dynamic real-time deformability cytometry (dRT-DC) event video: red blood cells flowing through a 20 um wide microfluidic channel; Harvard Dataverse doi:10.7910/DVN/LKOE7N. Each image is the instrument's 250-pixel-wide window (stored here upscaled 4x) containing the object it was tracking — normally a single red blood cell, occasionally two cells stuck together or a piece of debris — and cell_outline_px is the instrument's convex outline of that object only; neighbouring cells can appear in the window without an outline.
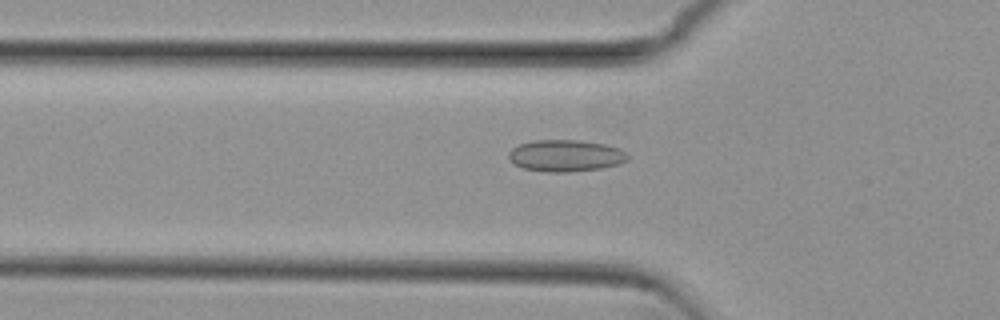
{"species": "common noctule bat (a hibernating species)", "species_latin": "Nyctalus noctula", "temperature_condition": "cold", "stored_images_in_passage": 34, "camera_frame_rate_fps": 3000, "um_per_image_px": 0.085, "animal": {"sex": "female", "body_mass_g": 29.2, "forearm_length_mm": 56.3}, "frame": {"image": 1, "passage_image": 5, "time_ms": 1.333, "image_size_px": [1000, 320], "cell_outline_px": [[628, 160], [616, 164], [600, 168], [568, 172], [548, 172], [524, 168], [508, 160], [508, 152], [512, 148], [520, 144], [532, 140], [580, 140], [604, 144], [620, 148], [628, 152]], "centroid_in_image_um": [48.07, 13.22], "position_along_channel_um": 77.7, "area_um2": 22.02}}
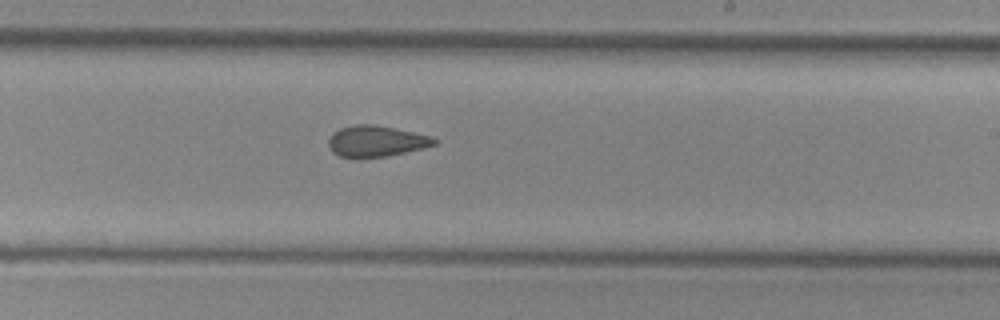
{"frame": {"image": 2, "passage_image": 19, "time_ms": 6.0, "image_size_px": [1000, 320], "cell_outline_px": [[440, 140], [436, 144], [424, 148], [388, 156], [360, 160], [340, 156], [332, 152], [328, 144], [328, 136], [332, 132], [340, 128], [356, 124], [376, 124], [432, 136]], "centroid_in_image_um": [31.95, 12.02], "position_along_channel_um": 257.0, "area_um2": 19.83}}
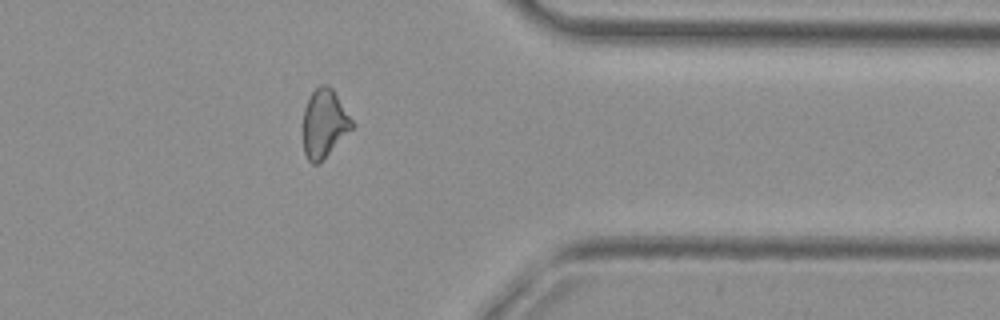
{"frame": {"image": 3, "passage_image": 30, "time_ms": 9.667, "image_size_px": [1000, 320], "cell_outline_px": [[356, 124], [316, 164], [312, 164], [308, 160], [304, 152], [304, 108], [308, 96], [320, 84], [328, 84], [332, 88]], "centroid_in_image_um": [27.56, 10.42], "position_along_channel_um": 383.8, "area_um2": 19.07}, "authors_computed_cell_mechanics": {"area_um2": 19.8254, "velocity_mm_per_s": 3.837, "shape_relaxation_time_tau1_ms": null, "shape_relaxation_time_tau2_ms": 2.1738, "deformation_change_tau1": null, "deformation_change_tau2": 0.0843}}